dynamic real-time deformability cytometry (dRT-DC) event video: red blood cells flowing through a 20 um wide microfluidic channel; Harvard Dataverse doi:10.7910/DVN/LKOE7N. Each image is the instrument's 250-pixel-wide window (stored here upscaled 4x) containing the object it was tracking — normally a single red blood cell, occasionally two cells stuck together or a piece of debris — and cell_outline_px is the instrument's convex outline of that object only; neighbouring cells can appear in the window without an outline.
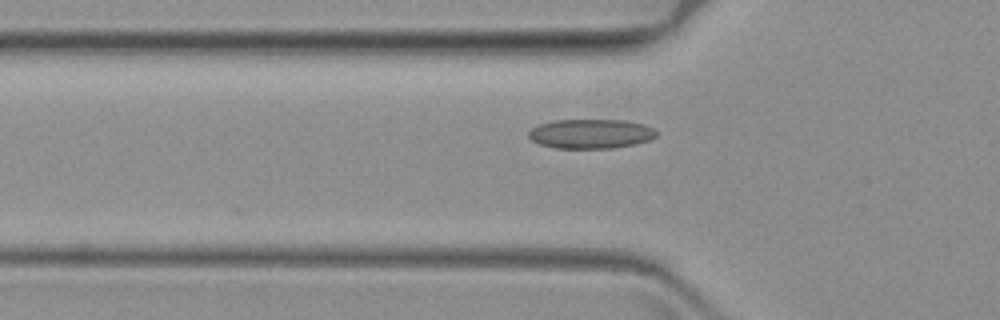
{"species": "common noctule bat (a hibernating species)", "species_latin": "Nyctalus noctula", "temperature_condition": "warm", "stored_images_in_passage": 33, "camera_frame_rate_fps": 3000, "um_per_image_px": 0.085, "animal": {"sex": "female", "body_mass_g": 19.3, "forearm_length_mm": 54.1}, "frame": {"image": 1, "passage_image": 7, "time_ms": 2.0, "image_size_px": [1000, 320], "cell_outline_px": [[656, 136], [648, 140], [636, 144], [612, 148], [556, 148], [540, 144], [532, 140], [528, 136], [528, 132], [532, 128], [540, 124], [556, 120], [624, 120], [644, 124], [652, 128], [656, 132]], "centroid_in_image_um": [50.21, 11.37], "position_along_channel_um": 75.6, "area_um2": 21.79}}
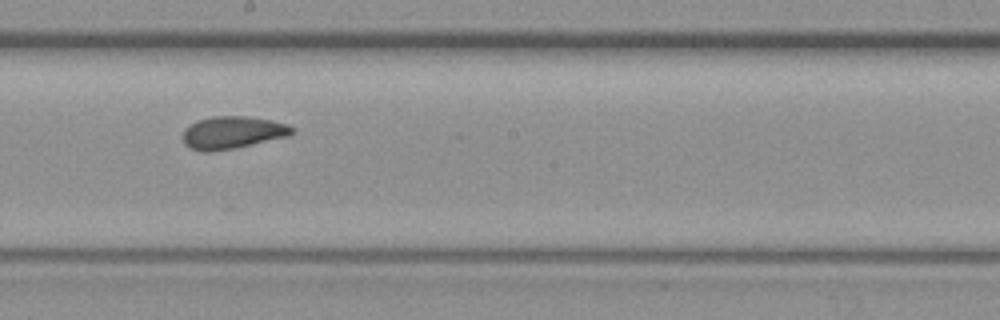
{"frame": {"image": 2, "passage_image": 21, "time_ms": 6.667, "image_size_px": [1000, 320], "cell_outline_px": [[296, 132], [288, 136], [232, 148], [208, 152], [200, 152], [188, 148], [184, 144], [184, 128], [196, 120], [212, 116], [248, 116], [272, 120], [288, 124]], "centroid_in_image_um": [19.73, 11.25], "position_along_channel_um": 228.5, "area_um2": 20.69}}
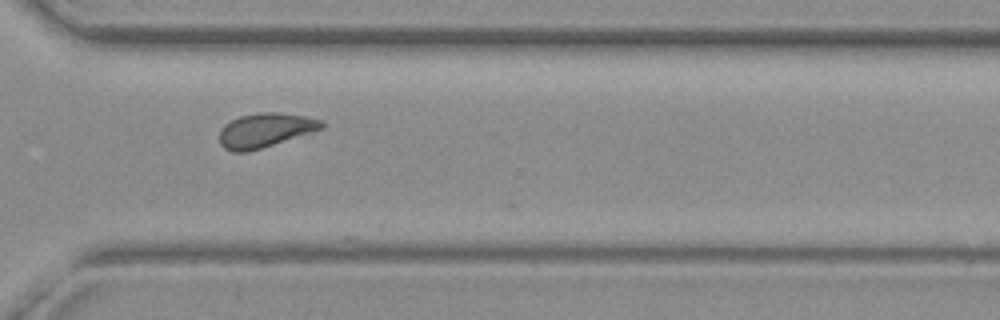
{"frame": {"image": 3, "passage_image": 32, "time_ms": 10.333, "image_size_px": [1000, 320], "cell_outline_px": [[324, 128], [312, 132], [248, 152], [232, 152], [224, 148], [220, 144], [220, 128], [224, 124], [240, 116], [256, 112], [276, 112], [304, 116], [320, 120], [324, 124]], "centroid_in_image_um": [22.5, 11.07], "position_along_channel_um": 348.1, "area_um2": 20.29}}